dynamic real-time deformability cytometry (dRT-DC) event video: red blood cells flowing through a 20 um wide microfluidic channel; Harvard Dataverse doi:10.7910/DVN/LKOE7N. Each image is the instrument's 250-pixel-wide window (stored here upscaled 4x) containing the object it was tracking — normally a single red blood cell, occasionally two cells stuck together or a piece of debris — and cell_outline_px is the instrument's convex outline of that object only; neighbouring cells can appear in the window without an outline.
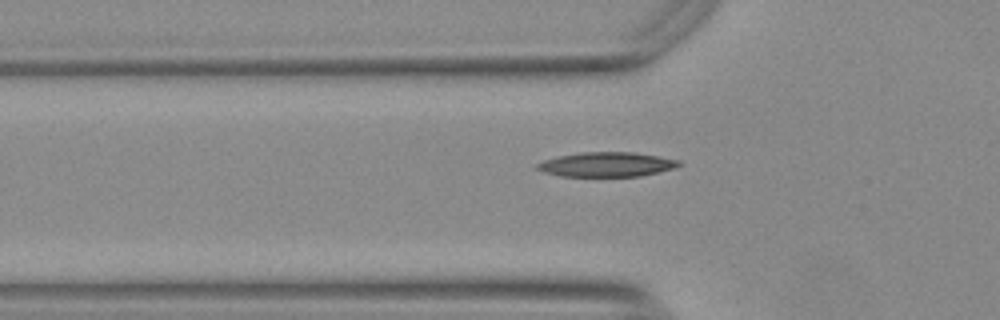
{"species": "Egyptian fruit bat (a non-hibernating species)", "species_latin": "Rousettus aegyptiacus", "temperature_condition": "warm", "stored_images_in_passage": 19, "camera_frame_rate_fps": 3000, "um_per_image_px": 0.085, "animal": {"sex": "female"}, "frame": {"image": 1, "passage_image": 6, "time_ms": 1.667, "image_size_px": [1000, 320], "cell_outline_px": [[680, 164], [672, 168], [640, 176], [560, 176], [544, 172], [536, 168], [536, 164], [544, 160], [560, 156], [580, 152], [636, 152], [680, 160]], "centroid_in_image_um": [51.54, 13.97], "position_along_channel_um": 74.3, "area_um2": 20.06}}
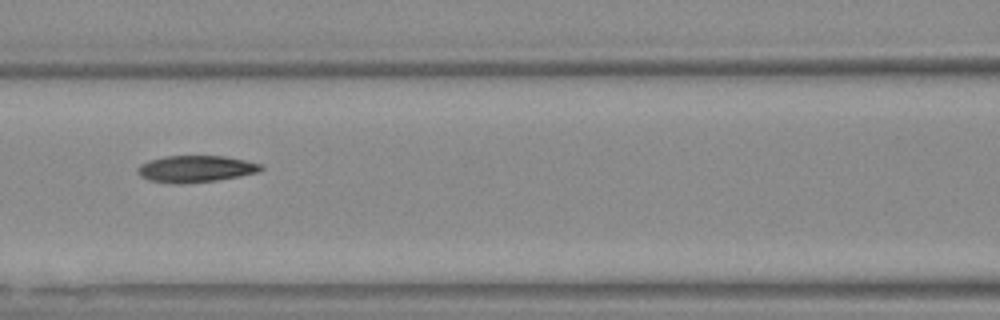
{"frame": {"image": 2, "passage_image": 12, "time_ms": 3.667, "image_size_px": [1000, 320], "cell_outline_px": [[264, 168], [256, 172], [240, 176], [216, 180], [180, 184], [176, 184], [148, 180], [140, 176], [136, 172], [136, 168], [140, 164], [148, 160], [164, 156], [224, 156], [244, 160], [260, 164]], "centroid_in_image_um": [16.56, 14.35], "position_along_channel_um": 150.0, "area_um2": 19.19}}
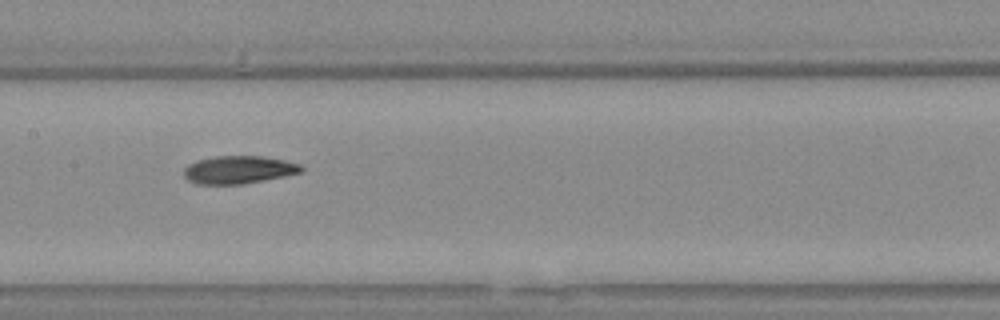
{"frame": {"image": 3, "passage_image": 15, "time_ms": 4.667, "image_size_px": [1000, 320], "cell_outline_px": [[304, 168], [300, 172], [284, 176], [240, 184], [196, 184], [188, 180], [184, 176], [184, 168], [188, 164], [196, 160], [216, 156], [260, 156], [284, 160], [300, 164]], "centroid_in_image_um": [20.24, 14.42], "position_along_channel_um": 187.2, "area_um2": 18.9}}